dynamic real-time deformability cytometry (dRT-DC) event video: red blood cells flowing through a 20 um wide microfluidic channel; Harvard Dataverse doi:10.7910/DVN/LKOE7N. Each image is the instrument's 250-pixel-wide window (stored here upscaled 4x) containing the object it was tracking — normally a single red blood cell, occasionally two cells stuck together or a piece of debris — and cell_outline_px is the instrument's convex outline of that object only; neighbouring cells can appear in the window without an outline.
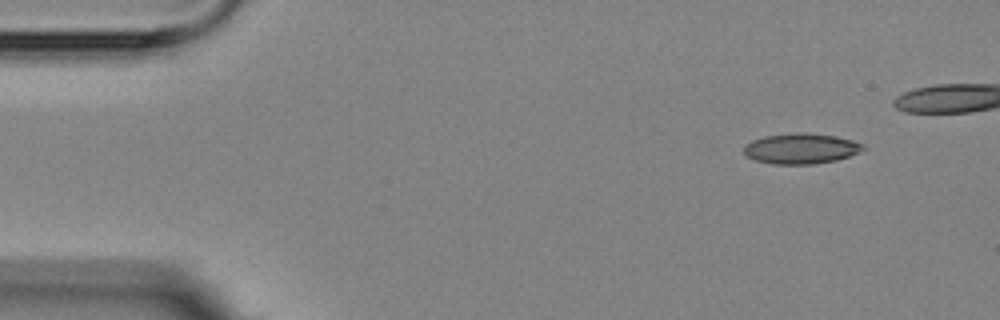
{"species": "Egyptian fruit bat (a non-hibernating species)", "species_latin": "Rousettus aegyptiacus", "temperature_condition": "room temperature", "stored_images_in_passage": 8, "camera_frame_rate_fps": 3000, "um_per_image_px": 0.085, "animal": {"sex": "female"}, "frame": {"image": 1, "passage_image": 1, "time_ms": 0.0, "image_size_px": [1000, 320], "cell_outline_px": [[868, 148], [848, 156], [836, 160], [812, 164], [772, 164], [756, 160], [748, 156], [744, 152], [744, 144], [752, 140], [764, 136], [836, 136], [852, 140], [864, 144]], "centroid_in_image_um": [68.1, 12.68], "position_along_channel_um": 16.9, "area_um2": 20.06}}
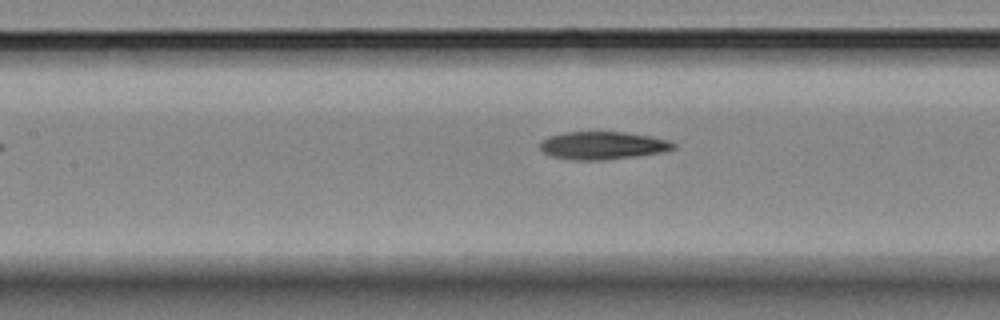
{"frame": {"image": 2, "passage_image": 8, "time_ms": 11.667, "image_size_px": [1000, 320], "cell_outline_px": [[676, 148], [664, 152], [636, 156], [600, 160], [572, 160], [552, 156], [544, 152], [540, 148], [540, 140], [548, 136], [564, 132], [624, 132], [648, 136], [668, 140], [676, 144]], "centroid_in_image_um": [51.21, 12.36], "position_along_channel_um": 156.2, "area_um2": 21.62}}